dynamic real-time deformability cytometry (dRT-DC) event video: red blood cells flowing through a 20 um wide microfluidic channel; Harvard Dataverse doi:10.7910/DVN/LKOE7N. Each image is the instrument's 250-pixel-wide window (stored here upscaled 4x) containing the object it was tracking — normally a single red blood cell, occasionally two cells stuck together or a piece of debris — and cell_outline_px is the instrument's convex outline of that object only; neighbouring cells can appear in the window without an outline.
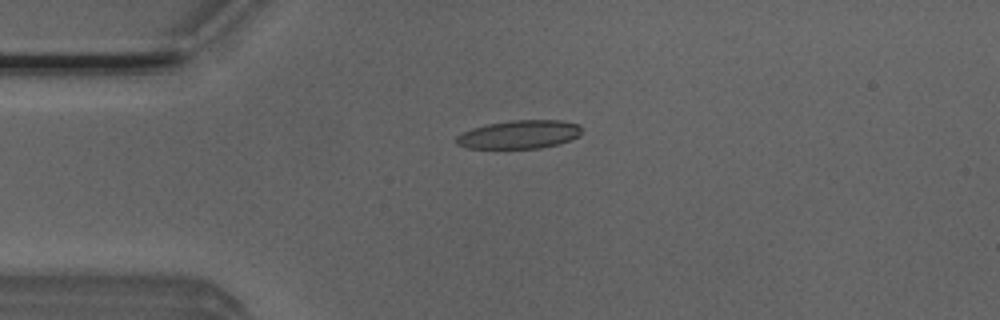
{"species": "Egyptian fruit bat (a non-hibernating species)", "species_latin": "Rousettus aegyptiacus", "temperature_condition": "room temperature", "stored_images_in_passage": 5, "camera_frame_rate_fps": 3000, "um_per_image_px": 0.085, "animal": {"sex": "male"}, "frame": {"image": 1, "passage_image": 4, "time_ms": 1.0, "image_size_px": [1000, 320], "cell_outline_px": [[580, 136], [556, 144], [540, 148], [464, 148], [456, 144], [456, 136], [472, 128], [488, 124], [512, 120], [560, 120], [580, 124]], "centroid_in_image_um": [44.12, 11.43], "position_along_channel_um": 40.9, "area_um2": 20.63}}